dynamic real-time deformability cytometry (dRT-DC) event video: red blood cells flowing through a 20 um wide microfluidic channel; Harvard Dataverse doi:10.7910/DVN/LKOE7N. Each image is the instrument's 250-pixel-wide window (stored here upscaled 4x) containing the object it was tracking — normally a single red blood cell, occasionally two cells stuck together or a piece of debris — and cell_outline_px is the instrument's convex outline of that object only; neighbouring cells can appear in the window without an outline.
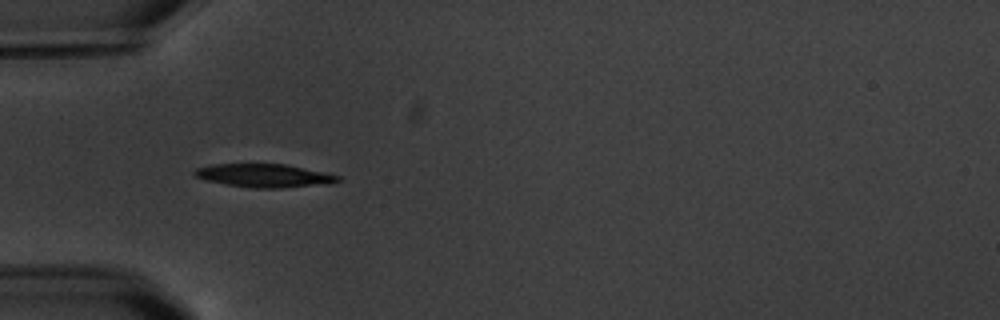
{"species": "common noctule bat (a hibernating species)", "species_latin": "Nyctalus noctula", "temperature_condition": "warm", "stored_images_in_passage": 2, "camera_frame_rate_fps": 3000, "um_per_image_px": 0.085, "animal": {"sex": "male", "body_mass_g": 20.1, "forearm_length_mm": 53.5}, "frame": {"image": 1, "passage_image": 1, "time_ms": 0.0, "image_size_px": [1000, 320], "cell_outline_px": [[344, 180], [328, 184], [284, 188], [252, 188], [204, 180], [196, 176], [192, 172], [196, 168], [212, 164], [284, 164], [324, 172], [340, 176]], "centroid_in_image_um": [22.49, 14.93], "position_along_channel_um": 62.5, "area_um2": 19.54}}